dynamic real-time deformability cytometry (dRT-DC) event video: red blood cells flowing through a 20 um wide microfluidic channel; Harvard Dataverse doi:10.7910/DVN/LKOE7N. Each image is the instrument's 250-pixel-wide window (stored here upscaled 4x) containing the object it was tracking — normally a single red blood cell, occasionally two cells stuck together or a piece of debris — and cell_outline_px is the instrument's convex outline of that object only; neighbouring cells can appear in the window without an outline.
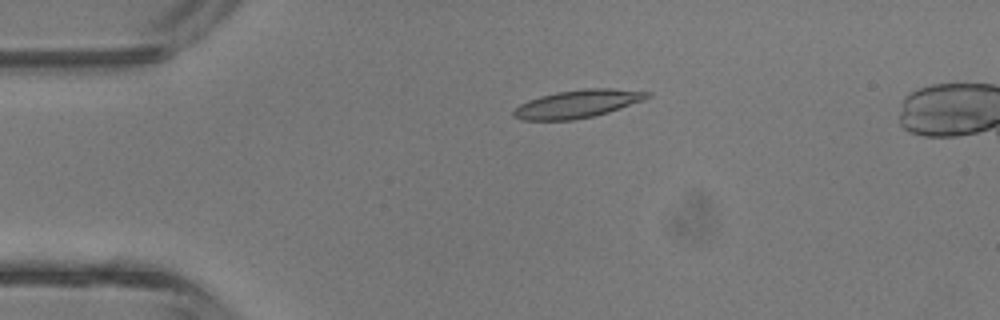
{"species": "common noctule bat (a hibernating species)", "species_latin": "Nyctalus noctula", "temperature_condition": "room temperature", "stored_images_in_passage": 4, "camera_frame_rate_fps": 3000, "um_per_image_px": 0.085, "animal": {"sex": "male", "body_mass_g": 13.3}, "frame": {"image": 1, "passage_image": 2, "time_ms": 1.333, "image_size_px": [1000, 320], "cell_outline_px": [[652, 96], [644, 100], [608, 112], [592, 116], [572, 120], [524, 120], [512, 116], [512, 112], [520, 104], [528, 100], [540, 96], [556, 92], [584, 88], [612, 88], [652, 92]], "centroid_in_image_um": [49.11, 8.82], "position_along_channel_um": 35.9, "area_um2": 21.79}}